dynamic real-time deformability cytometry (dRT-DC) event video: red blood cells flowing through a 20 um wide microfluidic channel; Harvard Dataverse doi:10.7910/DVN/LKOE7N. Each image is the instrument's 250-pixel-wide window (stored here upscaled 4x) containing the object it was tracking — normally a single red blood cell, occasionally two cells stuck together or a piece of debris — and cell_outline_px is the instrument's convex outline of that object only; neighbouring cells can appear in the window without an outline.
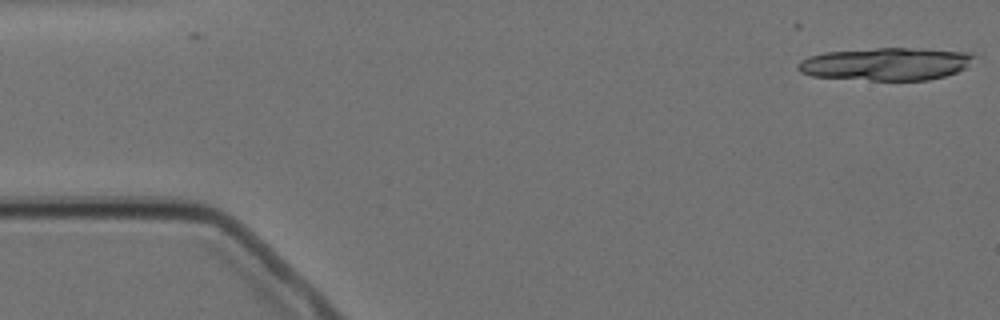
{"species": "Egyptian fruit bat (a non-hibernating species)", "species_latin": "Rousettus aegyptiacus", "temperature_condition": "cold", "stored_images_in_passage": 2, "camera_frame_rate_fps": 3000, "um_per_image_px": 0.085, "animal": {"sex": "female"}, "frame": {"image": 1, "passage_image": 2, "time_ms": 1.0, "image_size_px": [1000, 320], "cell_outline_px": [[976, 56], [964, 68], [956, 72], [944, 76], [928, 80], [872, 80], [812, 76], [800, 72], [796, 68], [796, 64], [800, 60], [808, 56], [824, 52], [876, 48], [920, 48], [968, 52]], "centroid_in_image_um": [75.27, 5.43], "position_along_channel_um": 9.7, "area_um2": 33.58}}